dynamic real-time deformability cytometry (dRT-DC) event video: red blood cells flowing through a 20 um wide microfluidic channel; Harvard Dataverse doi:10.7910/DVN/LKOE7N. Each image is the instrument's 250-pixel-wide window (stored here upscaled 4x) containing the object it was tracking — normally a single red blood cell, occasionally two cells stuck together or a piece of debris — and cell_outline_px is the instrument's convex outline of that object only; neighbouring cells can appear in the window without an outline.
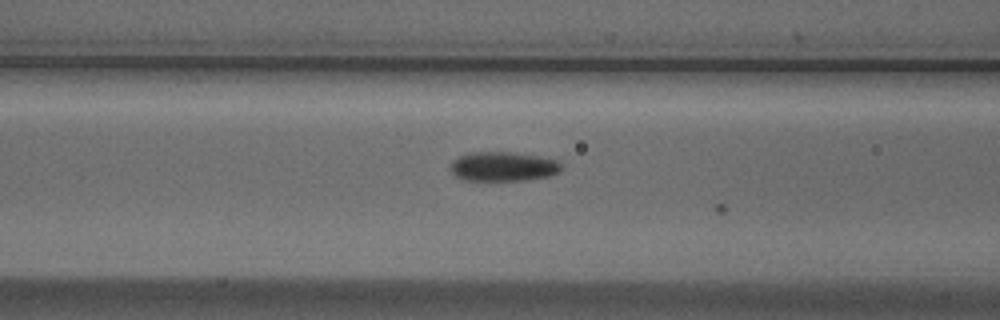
{"species": "Egyptian fruit bat (a non-hibernating species)", "species_latin": "Rousettus aegyptiacus", "temperature_condition": "cold", "stored_images_in_passage": 22, "camera_frame_rate_fps": 3000, "um_per_image_px": 0.085, "animal": {"sex": "male"}, "frame": {"image": 1, "passage_image": 21, "time_ms": 6.667, "image_size_px": [1000, 320], "cell_outline_px": [[560, 172], [548, 176], [524, 180], [460, 180], [448, 168], [452, 160], [460, 156], [472, 152], [512, 152], [536, 156], [556, 160], [560, 164]], "centroid_in_image_um": [42.7, 14.15], "position_along_channel_um": 123.9, "area_um2": 18.9}}